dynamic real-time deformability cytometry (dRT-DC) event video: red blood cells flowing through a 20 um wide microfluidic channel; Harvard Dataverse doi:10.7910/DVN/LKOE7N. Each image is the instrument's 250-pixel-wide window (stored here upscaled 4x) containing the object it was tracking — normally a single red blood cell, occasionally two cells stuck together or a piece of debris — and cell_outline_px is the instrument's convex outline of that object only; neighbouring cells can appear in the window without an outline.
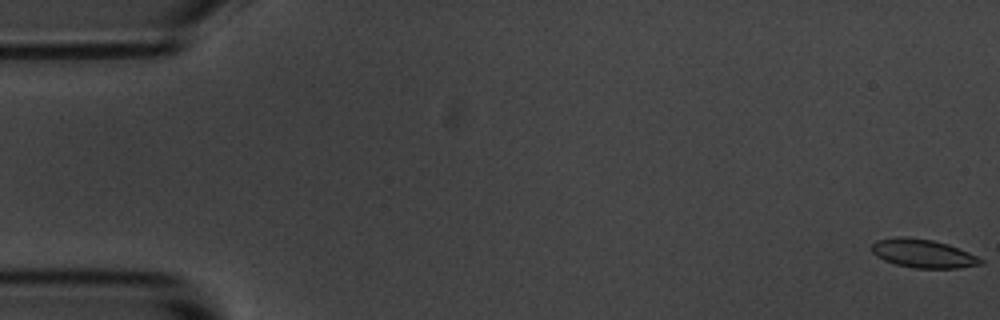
{"species": "common noctule bat (a hibernating species)", "species_latin": "Nyctalus noctula", "temperature_condition": "room temperature", "stored_images_in_passage": 6, "camera_frame_rate_fps": 3000, "um_per_image_px": 0.085, "animal": {"sex": "male", "body_mass_g": 20.1, "forearm_length_mm": 53.5}, "frame": {"image": 1, "passage_image": 1, "time_ms": 0.0, "image_size_px": [1000, 320], "cell_outline_px": [[984, 264], [960, 268], [916, 268], [896, 264], [884, 260], [876, 256], [872, 252], [872, 244], [876, 240], [896, 236], [908, 236], [932, 240], [948, 244], [968, 252], [984, 260]], "centroid_in_image_um": [78.46, 21.54], "position_along_channel_um": 6.5, "area_um2": 18.21}}
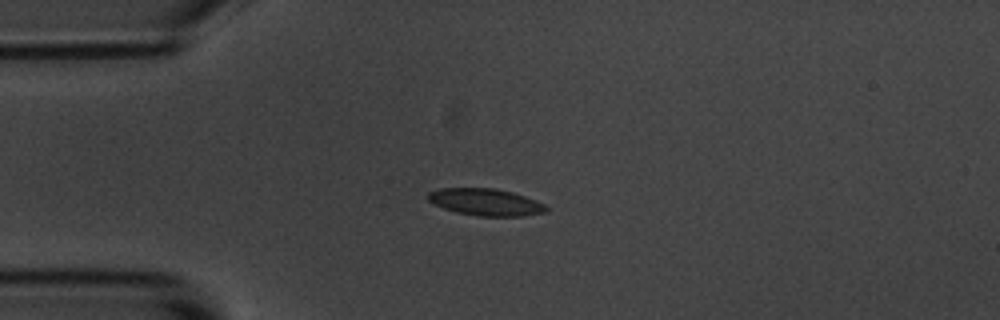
{"frame": {"image": 2, "passage_image": 4, "time_ms": 4.333, "image_size_px": [1000, 320], "cell_outline_px": [[548, 208], [544, 212], [524, 216], [480, 216], [456, 212], [444, 208], [428, 200], [428, 192], [440, 188], [496, 188], [512, 192], [524, 196], [544, 204]], "centroid_in_image_um": [41.27, 17.17], "position_along_channel_um": 43.7, "area_um2": 18.38}}